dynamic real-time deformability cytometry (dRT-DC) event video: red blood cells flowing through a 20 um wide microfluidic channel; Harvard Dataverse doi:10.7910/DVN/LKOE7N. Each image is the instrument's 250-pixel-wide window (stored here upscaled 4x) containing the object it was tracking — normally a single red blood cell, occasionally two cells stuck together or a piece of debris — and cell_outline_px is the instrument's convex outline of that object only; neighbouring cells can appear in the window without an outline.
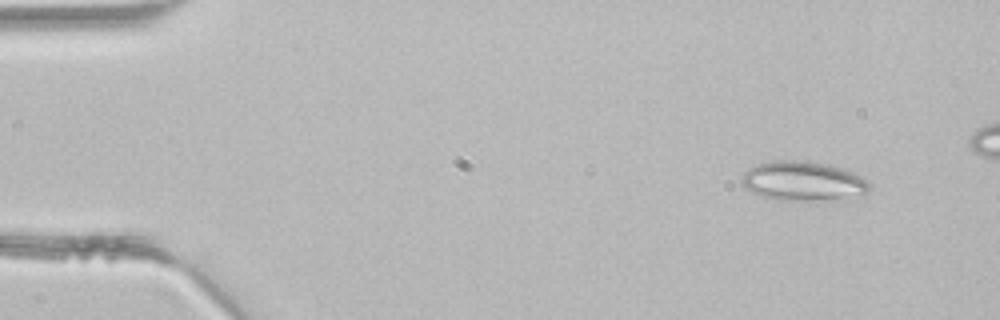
{"species": "common noctule bat (a hibernating species)", "species_latin": "Nyctalus noctula", "temperature_condition": "room temperature", "stored_images_in_passage": 3, "camera_frame_rate_fps": 3000, "um_per_image_px": 0.085, "animal": {"sex": "male", "body_mass_g": 21.5, "forearm_length_mm": 52.0}, "frame": {"image": 1, "passage_image": 1, "time_ms": 0.0, "image_size_px": [1000, 320], "cell_outline_px": [[872, 188], [868, 192], [844, 200], [780, 200], [760, 196], [744, 188], [744, 172], [748, 168], [756, 164], [776, 160], [792, 160], [820, 164], [840, 168], [852, 172], [868, 180], [872, 184]], "centroid_in_image_um": [68.3, 15.42], "position_along_channel_um": 16.7, "area_um2": 29.25}}